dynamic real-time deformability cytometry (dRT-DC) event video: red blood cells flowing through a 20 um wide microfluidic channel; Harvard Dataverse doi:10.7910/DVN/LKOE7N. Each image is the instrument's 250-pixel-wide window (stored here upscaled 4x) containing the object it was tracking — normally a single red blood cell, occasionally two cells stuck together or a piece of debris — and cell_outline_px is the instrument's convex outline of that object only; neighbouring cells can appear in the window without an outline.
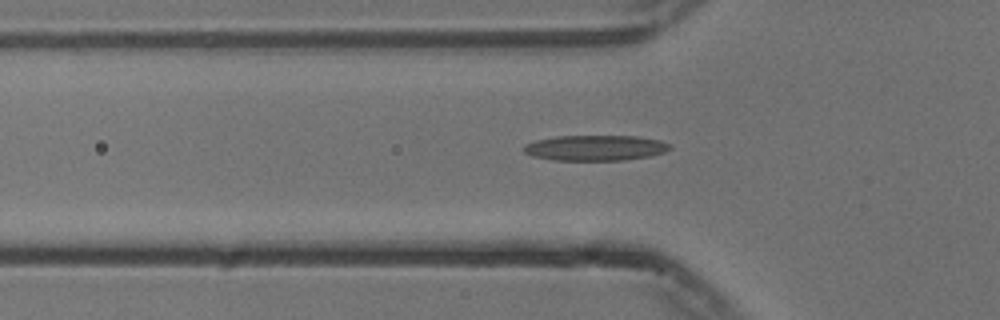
{"species": "common noctule bat (a hibernating species)", "species_latin": "Nyctalus noctula", "temperature_condition": "cold", "stored_images_in_passage": 47, "camera_frame_rate_fps": 3000, "um_per_image_px": 0.085, "animal": {"sex": "male", "body_mass_g": 13.3}, "frame": {"image": 1, "passage_image": 17, "time_ms": 5.333, "image_size_px": [1000, 320], "cell_outline_px": [[672, 148], [664, 152], [648, 156], [624, 160], [552, 160], [532, 156], [524, 152], [524, 144], [536, 140], [556, 136], [636, 136], [660, 140], [668, 144]], "centroid_in_image_um": [50.57, 12.57], "position_along_channel_um": 75.2, "area_um2": 21.62}}
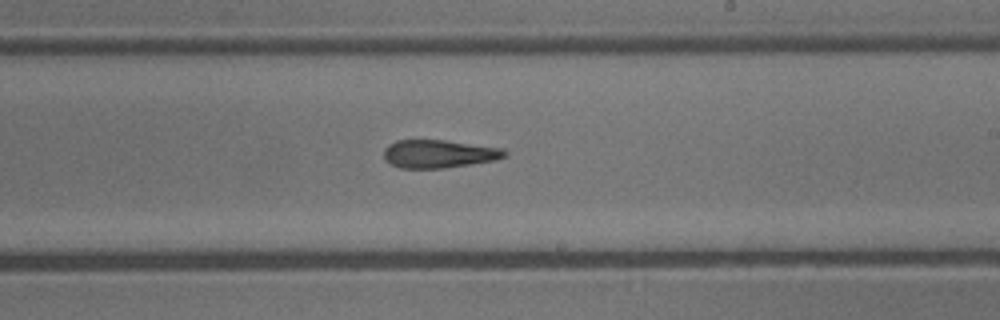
{"frame": {"image": 2, "passage_image": 31, "time_ms": 10.0, "image_size_px": [1000, 320], "cell_outline_px": [[508, 156], [496, 160], [472, 164], [444, 168], [400, 168], [384, 160], [384, 148], [388, 144], [396, 140], [444, 140], [500, 148], [508, 152]], "centroid_in_image_um": [37.29, 13.08], "position_along_channel_um": 251.7, "area_um2": 19.83}}
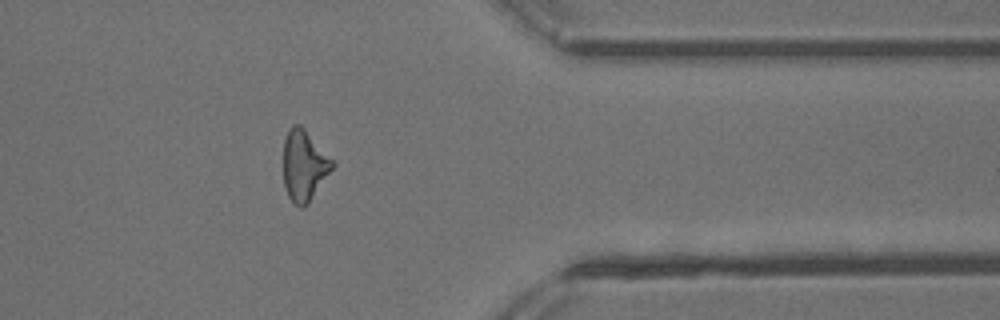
{"frame": {"image": 3, "passage_image": 43, "time_ms": 14.0, "image_size_px": [1000, 320], "cell_outline_px": [[336, 164], [308, 204], [304, 208], [300, 208], [288, 196], [284, 188], [284, 140], [288, 128], [292, 124], [300, 124], [304, 128]], "centroid_in_image_um": [25.84, 14.07], "position_along_channel_um": 385.6, "area_um2": 20.17}, "authors_computed_cell_mechanics": {"area_um2": 20.1722, "velocity_mm_per_s": 3.7503, "shape_relaxation_time_tau1_ms": 5.7446, "shape_relaxation_time_tau2_ms": 4.7249, "deformation_change_tau1": 0.1638, "deformation_change_tau2": 0.1645}}